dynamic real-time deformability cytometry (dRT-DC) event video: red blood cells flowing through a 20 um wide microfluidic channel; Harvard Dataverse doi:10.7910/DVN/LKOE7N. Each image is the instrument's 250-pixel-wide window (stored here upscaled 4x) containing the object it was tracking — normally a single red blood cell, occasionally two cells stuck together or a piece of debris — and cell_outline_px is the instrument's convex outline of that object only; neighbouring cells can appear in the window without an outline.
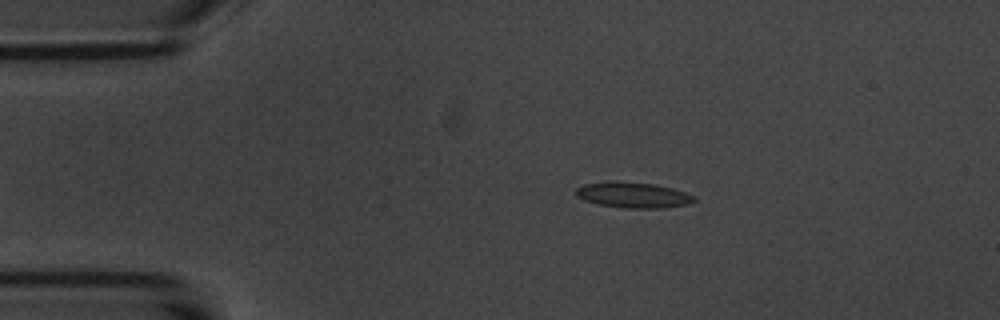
{"species": "common noctule bat (a hibernating species)", "species_latin": "Nyctalus noctula", "temperature_condition": "room temperature", "stored_images_in_passage": 54, "camera_frame_rate_fps": 3000, "um_per_image_px": 0.085, "animal": {"sex": "male", "body_mass_g": 20.1, "forearm_length_mm": 53.5}, "frame": {"image": 1, "passage_image": 10, "time_ms": 3.0, "image_size_px": [1000, 320], "cell_outline_px": [[696, 200], [688, 204], [660, 208], [624, 208], [600, 204], [584, 200], [576, 196], [576, 188], [584, 184], [616, 180], [652, 184], [672, 188], [696, 196]], "centroid_in_image_um": [53.8, 16.57], "position_along_channel_um": 31.2, "area_um2": 17.63}}
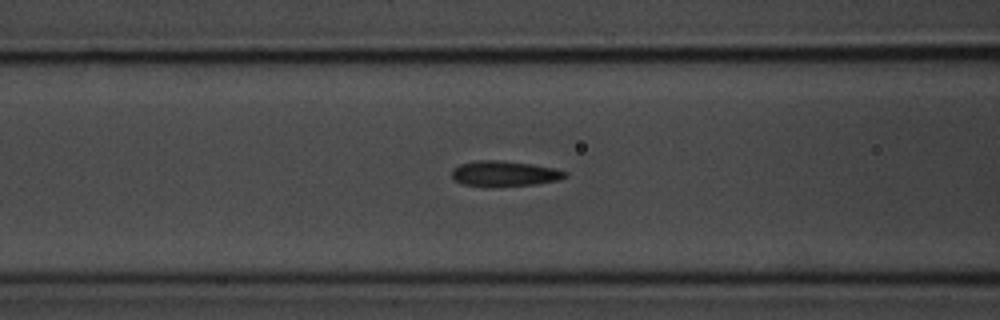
{"frame": {"image": 2, "passage_image": 21, "time_ms": 6.667, "image_size_px": [1000, 320], "cell_outline_px": [[568, 176], [556, 180], [536, 184], [460, 184], [452, 176], [452, 168], [460, 164], [476, 160], [500, 160], [532, 164], [552, 168], [568, 172]], "centroid_in_image_um": [42.88, 14.71], "position_along_channel_um": 123.7, "area_um2": 16.01}}
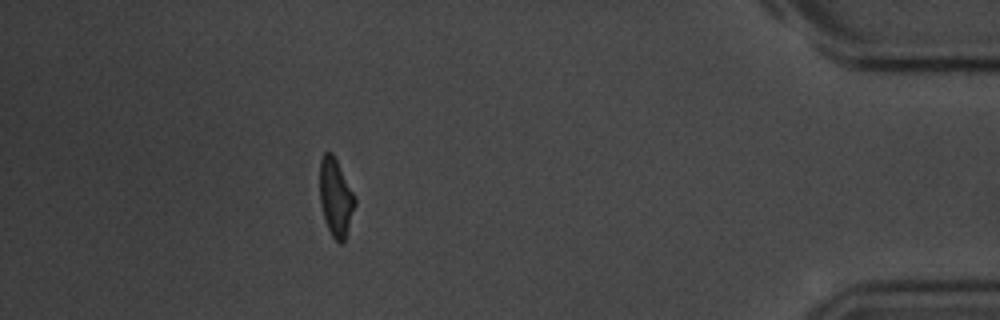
{"frame": {"image": 3, "passage_image": 48, "time_ms": 15.667, "image_size_px": [1000, 320], "cell_outline_px": [[356, 204], [344, 240], [340, 244], [332, 236], [328, 228], [320, 204], [320, 160], [324, 152], [332, 152], [356, 196]], "centroid_in_image_um": [28.54, 16.75], "position_along_channel_um": 406.7, "area_um2": 15.84}, "authors_computed_cell_mechanics": {"area_um2": 16.7042, "velocity_mm_per_s": 3.7115, "shape_relaxation_time_tau1_ms": 4.0828, "shape_relaxation_time_tau2_ms": 2.1623, "deformation_change_tau1": 0.1244, "deformation_change_tau2": 0.0893}}